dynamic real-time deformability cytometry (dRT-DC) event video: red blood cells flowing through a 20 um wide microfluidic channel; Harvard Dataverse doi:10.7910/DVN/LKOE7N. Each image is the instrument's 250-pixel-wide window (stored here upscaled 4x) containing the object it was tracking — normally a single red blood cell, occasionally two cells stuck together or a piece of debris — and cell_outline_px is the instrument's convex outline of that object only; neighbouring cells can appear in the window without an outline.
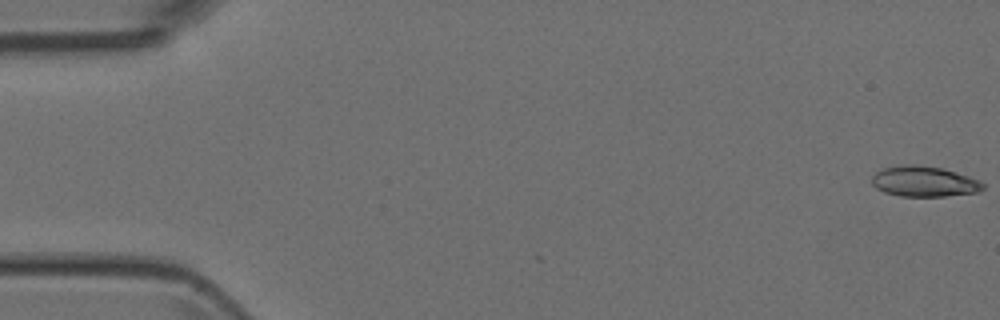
{"species": "Egyptian fruit bat (a non-hibernating species)", "species_latin": "Rousettus aegyptiacus", "temperature_condition": "room temperature", "stored_images_in_passage": 5, "camera_frame_rate_fps": 3000, "um_per_image_px": 0.085, "animal": {"sex": "female"}, "frame": {"image": 1, "passage_image": 1, "time_ms": 0.0, "image_size_px": [1000, 320], "cell_outline_px": [[984, 188], [976, 192], [944, 196], [900, 196], [884, 192], [876, 188], [872, 184], [872, 176], [876, 172], [884, 168], [904, 164], [916, 164], [944, 168], [980, 180], [984, 184]], "centroid_in_image_um": [78.54, 15.41], "position_along_channel_um": 6.5, "area_um2": 19.77}}